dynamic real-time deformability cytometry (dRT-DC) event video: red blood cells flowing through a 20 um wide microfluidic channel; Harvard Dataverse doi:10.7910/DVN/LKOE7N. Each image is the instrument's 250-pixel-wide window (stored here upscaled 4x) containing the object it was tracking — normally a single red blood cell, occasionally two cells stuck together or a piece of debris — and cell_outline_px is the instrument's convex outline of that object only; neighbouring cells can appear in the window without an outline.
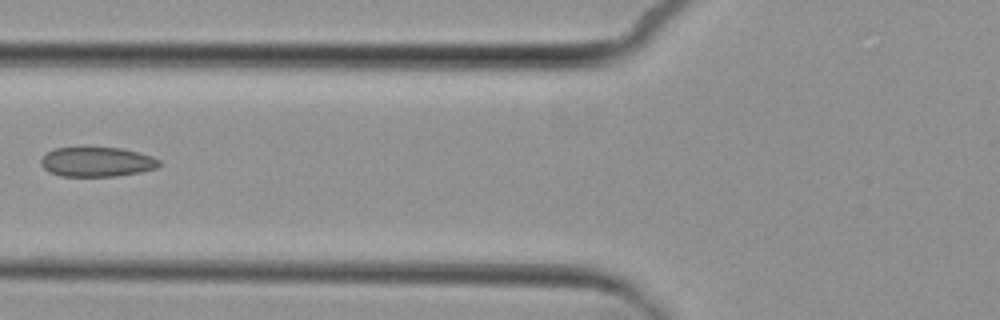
{"species": "common noctule bat (a hibernating species)", "species_latin": "Nyctalus noctula", "temperature_condition": "cold", "stored_images_in_passage": 7, "camera_frame_rate_fps": 3000, "um_per_image_px": 0.085, "animal": {"sex": "female", "body_mass_g": 29.2, "forearm_length_mm": 56.3}, "frame": {"image": 1, "passage_image": 7, "time_ms": 7.0, "image_size_px": [1000, 320], "cell_outline_px": [[164, 164], [156, 168], [140, 172], [116, 176], [60, 176], [48, 172], [40, 164], [40, 160], [48, 152], [56, 148], [120, 148], [152, 156], [160, 160]], "centroid_in_image_um": [8.25, 13.77], "position_along_channel_um": 117.5, "area_um2": 20.35}}